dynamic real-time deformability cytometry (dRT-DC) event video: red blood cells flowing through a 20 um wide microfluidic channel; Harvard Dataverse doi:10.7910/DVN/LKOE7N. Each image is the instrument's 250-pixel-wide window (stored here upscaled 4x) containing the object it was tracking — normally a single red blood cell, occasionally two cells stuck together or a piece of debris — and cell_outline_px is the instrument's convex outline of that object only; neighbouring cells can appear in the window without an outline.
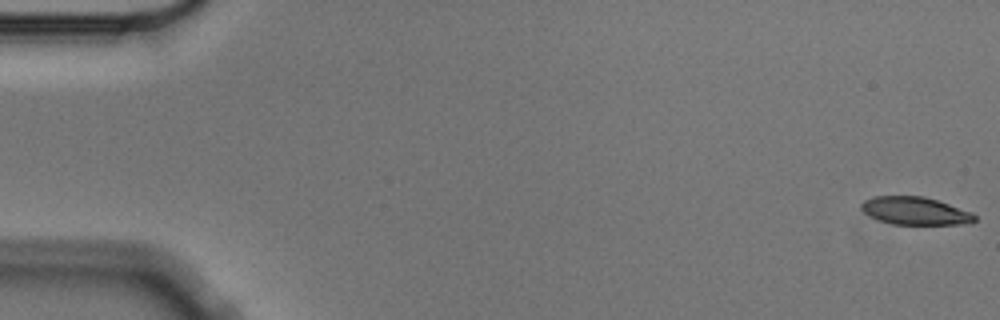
{"species": "Egyptian fruit bat (a non-hibernating species)", "species_latin": "Rousettus aegyptiacus", "temperature_condition": "cold", "stored_images_in_passage": 11, "camera_frame_rate_fps": 3000, "um_per_image_px": 0.085, "animal": {"sex": "male"}, "frame": {"image": 1, "passage_image": 1, "time_ms": 0.0, "image_size_px": [1000, 320], "cell_outline_px": [[976, 220], [972, 224], [892, 224], [880, 220], [864, 212], [860, 208], [860, 204], [864, 200], [872, 196], [924, 196], [972, 212], [976, 216]], "centroid_in_image_um": [77.8, 17.92], "position_along_channel_um": 7.2, "area_um2": 18.32}}
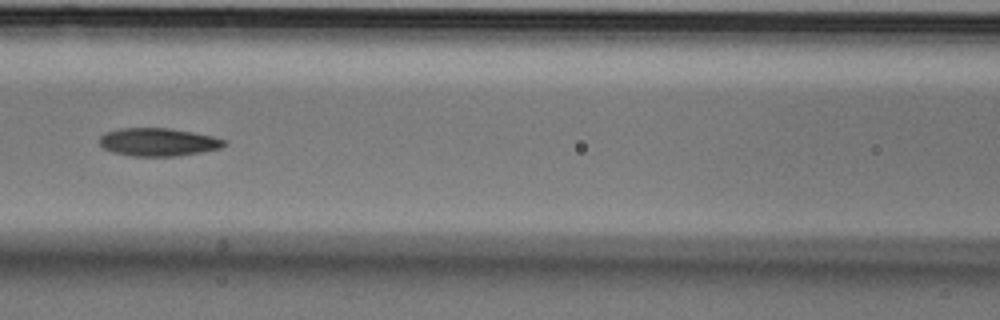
{"frame": {"image": 2, "passage_image": 7, "time_ms": 2.0, "image_size_px": [1000, 320], "cell_outline_px": [[228, 144], [220, 148], [200, 152], [176, 156], [132, 156], [112, 152], [104, 148], [100, 144], [100, 136], [104, 132], [120, 128], [172, 128], [212, 136], [228, 140]], "centroid_in_image_um": [13.45, 12.07], "position_along_channel_um": 153.1, "area_um2": 20.46}}
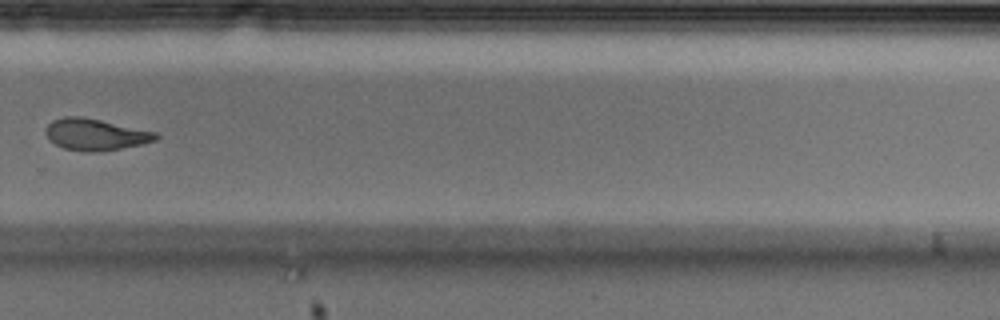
{"frame": {"image": 3, "passage_image": 11, "time_ms": 3.333, "image_size_px": [1000, 320], "cell_outline_px": [[160, 136], [156, 140], [144, 144], [96, 152], [88, 152], [64, 148], [48, 140], [44, 132], [48, 124], [52, 120], [64, 116], [80, 116], [100, 120], [156, 132]], "centroid_in_image_um": [8.09, 11.43], "position_along_channel_um": 321.7, "area_um2": 20.23}}